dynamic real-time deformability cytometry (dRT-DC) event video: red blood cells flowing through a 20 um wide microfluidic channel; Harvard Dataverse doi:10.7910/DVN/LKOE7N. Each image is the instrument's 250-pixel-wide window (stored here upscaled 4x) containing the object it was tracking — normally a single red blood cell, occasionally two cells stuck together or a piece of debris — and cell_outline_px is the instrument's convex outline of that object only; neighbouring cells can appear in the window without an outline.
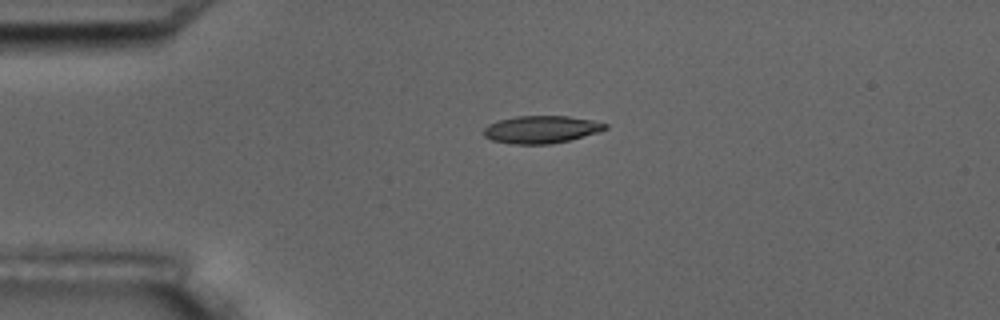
{"species": "common noctule bat (a hibernating species)", "species_latin": "Nyctalus noctula", "temperature_condition": "room temperature", "stored_images_in_passage": 3, "camera_frame_rate_fps": 3000, "um_per_image_px": 0.085, "animal": {"sex": "male", "body_mass_g": 17.5, "forearm_length_mm": 52.3}, "frame": {"image": 1, "passage_image": 1, "time_ms": 0.0, "image_size_px": [1000, 320], "cell_outline_px": [[608, 128], [596, 132], [568, 140], [552, 144], [512, 144], [492, 140], [484, 136], [484, 128], [488, 124], [496, 120], [516, 116], [568, 116], [592, 120], [608, 124]], "centroid_in_image_um": [45.96, 11.0], "position_along_channel_um": 39.0, "area_um2": 19.42}}